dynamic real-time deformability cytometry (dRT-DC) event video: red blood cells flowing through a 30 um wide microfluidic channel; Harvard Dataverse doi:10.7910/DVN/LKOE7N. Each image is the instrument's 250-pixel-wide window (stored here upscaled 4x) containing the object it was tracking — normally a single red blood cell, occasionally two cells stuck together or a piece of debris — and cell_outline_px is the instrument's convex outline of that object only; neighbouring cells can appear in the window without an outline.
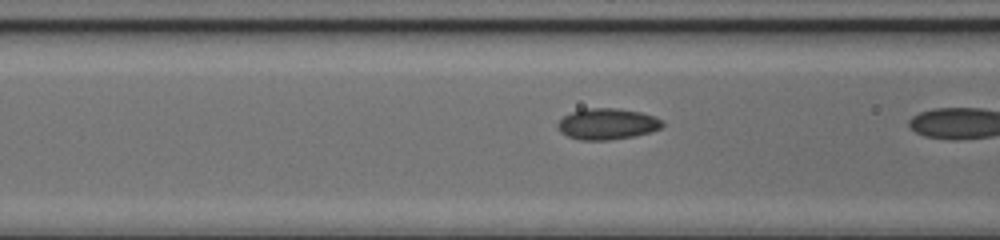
{"species": "common noctule bat (a hibernating species)", "species_latin": "Nyctalus noctula", "temperature_condition": "cold", "stored_images_in_passage": 19, "camera_frame_rate_fps": 3000, "um_per_image_px": 0.085, "animal": {"sex": "female", "body_mass_g": 17.0, "forearm_length_mm": 48.0}, "frame": {"image": 1, "passage_image": 18, "time_ms": 5.667, "image_size_px": [1000, 240], "cell_outline_px": [[664, 124], [660, 128], [652, 132], [636, 136], [608, 140], [580, 140], [568, 136], [560, 132], [556, 128], [556, 124], [564, 116], [572, 112], [584, 108], [616, 108], [640, 112], [656, 116], [664, 120]], "centroid_in_image_um": [51.63, 10.54], "position_along_channel_um": 115.0, "area_um2": 19.25}}